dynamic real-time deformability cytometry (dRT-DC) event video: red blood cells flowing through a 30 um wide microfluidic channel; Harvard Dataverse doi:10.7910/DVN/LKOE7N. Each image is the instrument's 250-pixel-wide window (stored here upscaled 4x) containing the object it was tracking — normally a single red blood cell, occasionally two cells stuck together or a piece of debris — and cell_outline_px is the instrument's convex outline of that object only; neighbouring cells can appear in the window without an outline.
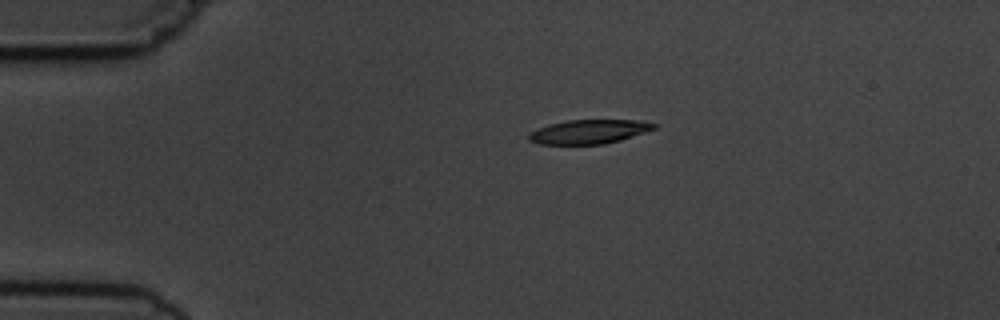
{"species": "common noctule bat (a hibernating species)", "species_latin": "Nyctalus noctula", "temperature_condition": "cold", "stored_images_in_passage": 2, "camera_frame_rate_fps": 3000, "um_per_image_px": 0.085, "animal": {"sex": "male", "body_mass_g": 19.5, "forearm_length_mm": 54.6}, "frame": {"image": 1, "passage_image": 1, "time_ms": 0.0, "image_size_px": [1000, 320], "cell_outline_px": [[656, 128], [620, 140], [604, 144], [540, 144], [528, 140], [528, 136], [532, 132], [548, 124], [568, 120], [640, 120], [656, 124]], "centroid_in_image_um": [50.06, 11.19], "position_along_channel_um": 34.9, "area_um2": 17.34}}